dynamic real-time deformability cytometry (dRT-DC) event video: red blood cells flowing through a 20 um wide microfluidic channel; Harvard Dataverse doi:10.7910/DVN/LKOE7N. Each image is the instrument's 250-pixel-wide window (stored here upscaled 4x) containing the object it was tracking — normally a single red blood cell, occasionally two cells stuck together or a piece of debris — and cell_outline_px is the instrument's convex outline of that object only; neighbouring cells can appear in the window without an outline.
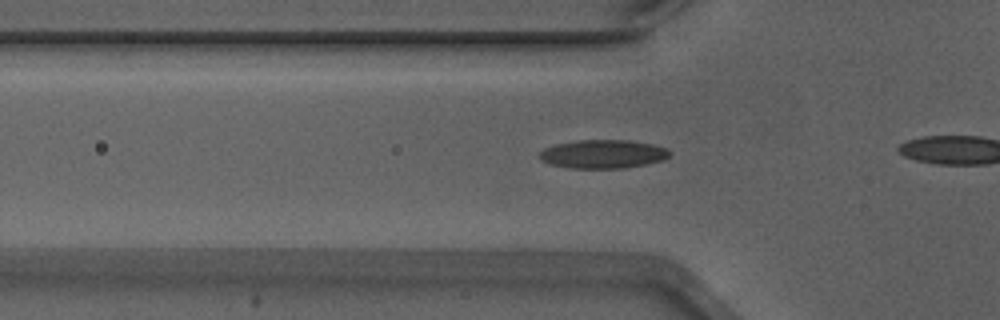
{"species": "Egyptian fruit bat (a non-hibernating species)", "species_latin": "Rousettus aegyptiacus", "temperature_condition": "warm", "stored_images_in_passage": 8, "camera_frame_rate_fps": 3000, "um_per_image_px": 0.085, "animal": {"sex": "male"}, "frame": {"image": 1, "passage_image": 3, "time_ms": 0.667, "image_size_px": [1000, 320], "cell_outline_px": [[672, 152], [664, 160], [624, 168], [572, 168], [548, 164], [540, 160], [536, 156], [544, 148], [556, 144], [580, 140], [628, 140], [652, 144], [668, 148]], "centroid_in_image_um": [51.23, 13.09], "position_along_channel_um": 74.6, "area_um2": 21.79}}
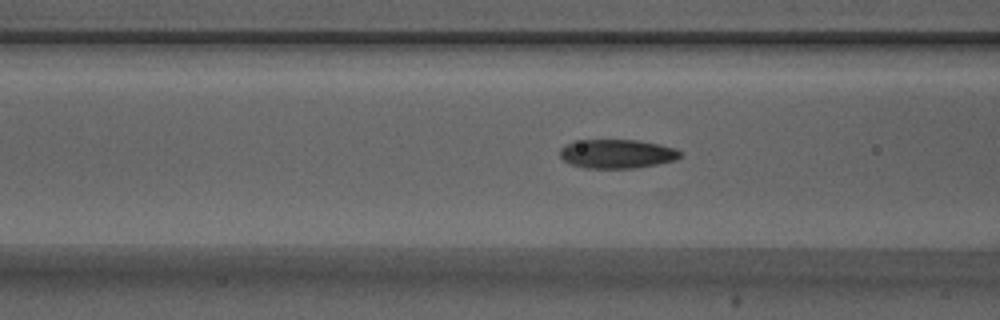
{"frame": {"image": 2, "passage_image": 6, "time_ms": 1.667, "image_size_px": [1000, 320], "cell_outline_px": [[680, 156], [676, 160], [636, 168], [584, 168], [568, 164], [560, 156], [560, 148], [576, 140], [636, 140], [660, 144], [676, 148], [680, 152]], "centroid_in_image_um": [52.43, 13.08], "position_along_channel_um": 114.2, "area_um2": 20.35}}